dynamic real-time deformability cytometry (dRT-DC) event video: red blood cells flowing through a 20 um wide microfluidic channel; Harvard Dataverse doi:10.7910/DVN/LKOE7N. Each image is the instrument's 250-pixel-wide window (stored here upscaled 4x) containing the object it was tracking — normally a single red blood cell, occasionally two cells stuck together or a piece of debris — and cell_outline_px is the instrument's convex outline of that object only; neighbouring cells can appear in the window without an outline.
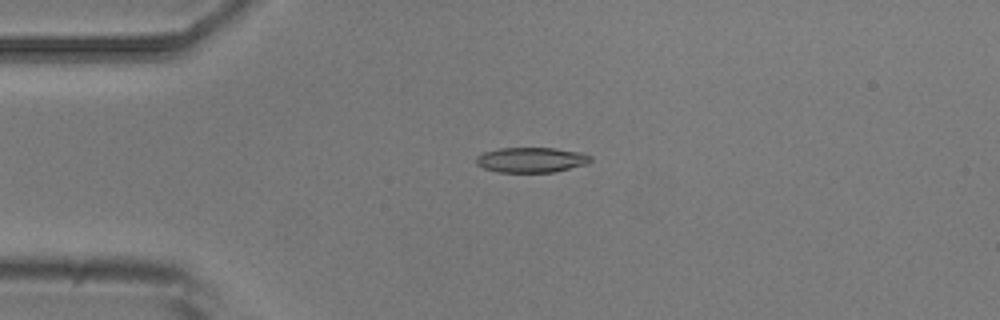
{"species": "common noctule bat (a hibernating species)", "species_latin": "Nyctalus noctula", "temperature_condition": "room temperature", "stored_images_in_passage": 2, "camera_frame_rate_fps": 3000, "um_per_image_px": 0.085, "animal": {"sex": "male", "body_mass_g": 20.5, "forearm_length_mm": 52.5}, "frame": {"image": 1, "passage_image": 1, "time_ms": 0.0, "image_size_px": [1000, 320], "cell_outline_px": [[592, 160], [588, 164], [552, 172], [496, 172], [484, 168], [476, 164], [476, 156], [484, 152], [500, 148], [556, 148], [580, 152], [592, 156]], "centroid_in_image_um": [45.17, 13.59], "position_along_channel_um": 39.8, "area_um2": 16.82}}